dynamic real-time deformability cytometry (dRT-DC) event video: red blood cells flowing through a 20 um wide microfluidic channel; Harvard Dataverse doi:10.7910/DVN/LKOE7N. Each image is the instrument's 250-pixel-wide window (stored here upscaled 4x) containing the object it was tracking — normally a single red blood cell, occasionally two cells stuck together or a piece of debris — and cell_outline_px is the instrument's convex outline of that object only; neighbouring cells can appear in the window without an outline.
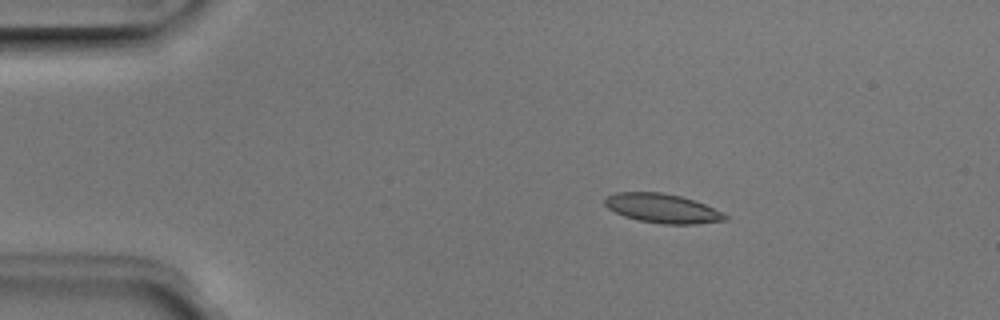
{"species": "Egyptian fruit bat (a non-hibernating species)", "species_latin": "Rousettus aegyptiacus", "temperature_condition": "room temperature", "stored_images_in_passage": 6, "camera_frame_rate_fps": 3000, "um_per_image_px": 0.085, "animal": {"sex": "male"}, "frame": {"image": 1, "passage_image": 3, "time_ms": 0.667, "image_size_px": [1000, 320], "cell_outline_px": [[728, 220], [696, 224], [664, 224], [640, 220], [624, 216], [608, 208], [604, 204], [604, 196], [616, 192], [660, 192], [680, 196], [704, 204], [724, 212], [728, 216]], "centroid_in_image_um": [56.3, 17.71], "position_along_channel_um": 28.7, "area_um2": 20.46}}
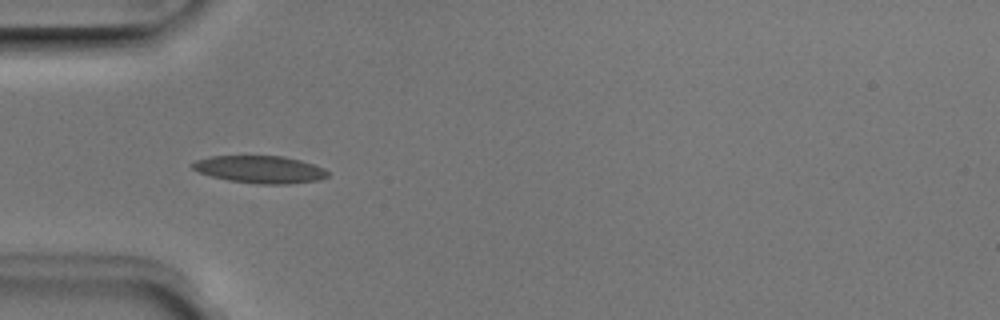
{"frame": {"image": 2, "passage_image": 5, "time_ms": 1.333, "image_size_px": [1000, 320], "cell_outline_px": [[328, 176], [320, 180], [288, 184], [260, 184], [228, 180], [212, 176], [200, 172], [192, 168], [192, 164], [196, 160], [212, 156], [284, 156], [300, 160], [324, 168], [328, 172]], "centroid_in_image_um": [22.13, 14.4], "position_along_channel_um": 62.9, "area_um2": 21.44}}